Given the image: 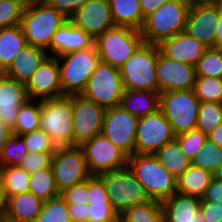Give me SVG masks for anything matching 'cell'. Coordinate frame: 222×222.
I'll use <instances>...</instances> for the list:
<instances>
[{"instance_id":"cell-14","label":"cell","mask_w":222,"mask_h":222,"mask_svg":"<svg viewBox=\"0 0 222 222\" xmlns=\"http://www.w3.org/2000/svg\"><path fill=\"white\" fill-rule=\"evenodd\" d=\"M138 117L121 105L105 108L102 133L128 156L134 154Z\"/></svg>"},{"instance_id":"cell-12","label":"cell","mask_w":222,"mask_h":222,"mask_svg":"<svg viewBox=\"0 0 222 222\" xmlns=\"http://www.w3.org/2000/svg\"><path fill=\"white\" fill-rule=\"evenodd\" d=\"M175 137L170 122L158 109L138 119L134 153L154 155L158 149Z\"/></svg>"},{"instance_id":"cell-2","label":"cell","mask_w":222,"mask_h":222,"mask_svg":"<svg viewBox=\"0 0 222 222\" xmlns=\"http://www.w3.org/2000/svg\"><path fill=\"white\" fill-rule=\"evenodd\" d=\"M127 166L150 199L162 202L176 192V179L155 155L134 153Z\"/></svg>"},{"instance_id":"cell-31","label":"cell","mask_w":222,"mask_h":222,"mask_svg":"<svg viewBox=\"0 0 222 222\" xmlns=\"http://www.w3.org/2000/svg\"><path fill=\"white\" fill-rule=\"evenodd\" d=\"M41 100L28 99L19 107L15 127L12 130L19 136L40 129Z\"/></svg>"},{"instance_id":"cell-15","label":"cell","mask_w":222,"mask_h":222,"mask_svg":"<svg viewBox=\"0 0 222 222\" xmlns=\"http://www.w3.org/2000/svg\"><path fill=\"white\" fill-rule=\"evenodd\" d=\"M74 146L102 133L105 108L82 94L72 95Z\"/></svg>"},{"instance_id":"cell-26","label":"cell","mask_w":222,"mask_h":222,"mask_svg":"<svg viewBox=\"0 0 222 222\" xmlns=\"http://www.w3.org/2000/svg\"><path fill=\"white\" fill-rule=\"evenodd\" d=\"M120 105L130 114L140 118L159 109L160 93L150 90L124 89Z\"/></svg>"},{"instance_id":"cell-39","label":"cell","mask_w":222,"mask_h":222,"mask_svg":"<svg viewBox=\"0 0 222 222\" xmlns=\"http://www.w3.org/2000/svg\"><path fill=\"white\" fill-rule=\"evenodd\" d=\"M35 222H71L65 199L59 195L56 198L44 201Z\"/></svg>"},{"instance_id":"cell-42","label":"cell","mask_w":222,"mask_h":222,"mask_svg":"<svg viewBox=\"0 0 222 222\" xmlns=\"http://www.w3.org/2000/svg\"><path fill=\"white\" fill-rule=\"evenodd\" d=\"M175 139L178 141L183 153L191 161L192 158L203 147L208 137L201 130H198L196 128L188 132L176 135Z\"/></svg>"},{"instance_id":"cell-44","label":"cell","mask_w":222,"mask_h":222,"mask_svg":"<svg viewBox=\"0 0 222 222\" xmlns=\"http://www.w3.org/2000/svg\"><path fill=\"white\" fill-rule=\"evenodd\" d=\"M88 222H120L119 214L111 203H88Z\"/></svg>"},{"instance_id":"cell-13","label":"cell","mask_w":222,"mask_h":222,"mask_svg":"<svg viewBox=\"0 0 222 222\" xmlns=\"http://www.w3.org/2000/svg\"><path fill=\"white\" fill-rule=\"evenodd\" d=\"M80 147L92 176L102 175L107 171L124 167L128 163V155L109 141L103 133L97 134Z\"/></svg>"},{"instance_id":"cell-29","label":"cell","mask_w":222,"mask_h":222,"mask_svg":"<svg viewBox=\"0 0 222 222\" xmlns=\"http://www.w3.org/2000/svg\"><path fill=\"white\" fill-rule=\"evenodd\" d=\"M26 44L20 25L0 29V68L4 72Z\"/></svg>"},{"instance_id":"cell-47","label":"cell","mask_w":222,"mask_h":222,"mask_svg":"<svg viewBox=\"0 0 222 222\" xmlns=\"http://www.w3.org/2000/svg\"><path fill=\"white\" fill-rule=\"evenodd\" d=\"M88 179L61 193L67 204H88Z\"/></svg>"},{"instance_id":"cell-40","label":"cell","mask_w":222,"mask_h":222,"mask_svg":"<svg viewBox=\"0 0 222 222\" xmlns=\"http://www.w3.org/2000/svg\"><path fill=\"white\" fill-rule=\"evenodd\" d=\"M27 154L23 138L13 133L6 140L0 156V166H18Z\"/></svg>"},{"instance_id":"cell-10","label":"cell","mask_w":222,"mask_h":222,"mask_svg":"<svg viewBox=\"0 0 222 222\" xmlns=\"http://www.w3.org/2000/svg\"><path fill=\"white\" fill-rule=\"evenodd\" d=\"M50 167L60 194L92 176L80 146L57 147Z\"/></svg>"},{"instance_id":"cell-17","label":"cell","mask_w":222,"mask_h":222,"mask_svg":"<svg viewBox=\"0 0 222 222\" xmlns=\"http://www.w3.org/2000/svg\"><path fill=\"white\" fill-rule=\"evenodd\" d=\"M29 99L44 100L63 96L56 56H47L25 83Z\"/></svg>"},{"instance_id":"cell-46","label":"cell","mask_w":222,"mask_h":222,"mask_svg":"<svg viewBox=\"0 0 222 222\" xmlns=\"http://www.w3.org/2000/svg\"><path fill=\"white\" fill-rule=\"evenodd\" d=\"M88 203H110L104 181L99 176L88 178Z\"/></svg>"},{"instance_id":"cell-22","label":"cell","mask_w":222,"mask_h":222,"mask_svg":"<svg viewBox=\"0 0 222 222\" xmlns=\"http://www.w3.org/2000/svg\"><path fill=\"white\" fill-rule=\"evenodd\" d=\"M158 47L167 57L194 67L207 49L204 44L189 36L185 31L164 39Z\"/></svg>"},{"instance_id":"cell-16","label":"cell","mask_w":222,"mask_h":222,"mask_svg":"<svg viewBox=\"0 0 222 222\" xmlns=\"http://www.w3.org/2000/svg\"><path fill=\"white\" fill-rule=\"evenodd\" d=\"M157 91H177L193 89L195 67L176 61L164 55L160 50L156 61Z\"/></svg>"},{"instance_id":"cell-37","label":"cell","mask_w":222,"mask_h":222,"mask_svg":"<svg viewBox=\"0 0 222 222\" xmlns=\"http://www.w3.org/2000/svg\"><path fill=\"white\" fill-rule=\"evenodd\" d=\"M222 163V147L207 139L203 147L192 158L191 164L203 170L214 172Z\"/></svg>"},{"instance_id":"cell-52","label":"cell","mask_w":222,"mask_h":222,"mask_svg":"<svg viewBox=\"0 0 222 222\" xmlns=\"http://www.w3.org/2000/svg\"><path fill=\"white\" fill-rule=\"evenodd\" d=\"M141 12L143 18L145 19L151 13L155 12L162 4L169 2L171 0H139Z\"/></svg>"},{"instance_id":"cell-8","label":"cell","mask_w":222,"mask_h":222,"mask_svg":"<svg viewBox=\"0 0 222 222\" xmlns=\"http://www.w3.org/2000/svg\"><path fill=\"white\" fill-rule=\"evenodd\" d=\"M99 177L104 181L110 203L119 216L128 208L150 200L144 187L127 165L107 171Z\"/></svg>"},{"instance_id":"cell-32","label":"cell","mask_w":222,"mask_h":222,"mask_svg":"<svg viewBox=\"0 0 222 222\" xmlns=\"http://www.w3.org/2000/svg\"><path fill=\"white\" fill-rule=\"evenodd\" d=\"M0 182L7 199L29 191V174L19 166H0Z\"/></svg>"},{"instance_id":"cell-21","label":"cell","mask_w":222,"mask_h":222,"mask_svg":"<svg viewBox=\"0 0 222 222\" xmlns=\"http://www.w3.org/2000/svg\"><path fill=\"white\" fill-rule=\"evenodd\" d=\"M95 39L67 19L53 34L49 56H60L69 52L84 50L94 45Z\"/></svg>"},{"instance_id":"cell-45","label":"cell","mask_w":222,"mask_h":222,"mask_svg":"<svg viewBox=\"0 0 222 222\" xmlns=\"http://www.w3.org/2000/svg\"><path fill=\"white\" fill-rule=\"evenodd\" d=\"M54 153L55 152H28L18 166L28 174H34L39 170L50 168Z\"/></svg>"},{"instance_id":"cell-57","label":"cell","mask_w":222,"mask_h":222,"mask_svg":"<svg viewBox=\"0 0 222 222\" xmlns=\"http://www.w3.org/2000/svg\"><path fill=\"white\" fill-rule=\"evenodd\" d=\"M222 0H187L190 6L198 4H214L221 2Z\"/></svg>"},{"instance_id":"cell-20","label":"cell","mask_w":222,"mask_h":222,"mask_svg":"<svg viewBox=\"0 0 222 222\" xmlns=\"http://www.w3.org/2000/svg\"><path fill=\"white\" fill-rule=\"evenodd\" d=\"M28 99L25 83L5 75L0 78V120L12 130L19 107Z\"/></svg>"},{"instance_id":"cell-53","label":"cell","mask_w":222,"mask_h":222,"mask_svg":"<svg viewBox=\"0 0 222 222\" xmlns=\"http://www.w3.org/2000/svg\"><path fill=\"white\" fill-rule=\"evenodd\" d=\"M215 31L216 38L213 48L222 50V1L219 2V22L215 28Z\"/></svg>"},{"instance_id":"cell-1","label":"cell","mask_w":222,"mask_h":222,"mask_svg":"<svg viewBox=\"0 0 222 222\" xmlns=\"http://www.w3.org/2000/svg\"><path fill=\"white\" fill-rule=\"evenodd\" d=\"M67 20L45 0H27L22 12L20 27L29 45L47 51L56 29Z\"/></svg>"},{"instance_id":"cell-54","label":"cell","mask_w":222,"mask_h":222,"mask_svg":"<svg viewBox=\"0 0 222 222\" xmlns=\"http://www.w3.org/2000/svg\"><path fill=\"white\" fill-rule=\"evenodd\" d=\"M11 134H13L12 129L0 120V156L2 154L3 148L5 147L6 140Z\"/></svg>"},{"instance_id":"cell-25","label":"cell","mask_w":222,"mask_h":222,"mask_svg":"<svg viewBox=\"0 0 222 222\" xmlns=\"http://www.w3.org/2000/svg\"><path fill=\"white\" fill-rule=\"evenodd\" d=\"M44 201L31 192H23L7 199L5 219L8 222H35Z\"/></svg>"},{"instance_id":"cell-55","label":"cell","mask_w":222,"mask_h":222,"mask_svg":"<svg viewBox=\"0 0 222 222\" xmlns=\"http://www.w3.org/2000/svg\"><path fill=\"white\" fill-rule=\"evenodd\" d=\"M208 139L222 147V123L207 135Z\"/></svg>"},{"instance_id":"cell-9","label":"cell","mask_w":222,"mask_h":222,"mask_svg":"<svg viewBox=\"0 0 222 222\" xmlns=\"http://www.w3.org/2000/svg\"><path fill=\"white\" fill-rule=\"evenodd\" d=\"M200 101L193 89L160 92L159 109L175 135L196 129Z\"/></svg>"},{"instance_id":"cell-33","label":"cell","mask_w":222,"mask_h":222,"mask_svg":"<svg viewBox=\"0 0 222 222\" xmlns=\"http://www.w3.org/2000/svg\"><path fill=\"white\" fill-rule=\"evenodd\" d=\"M120 222H164L161 202L150 199L144 204H136L120 215Z\"/></svg>"},{"instance_id":"cell-28","label":"cell","mask_w":222,"mask_h":222,"mask_svg":"<svg viewBox=\"0 0 222 222\" xmlns=\"http://www.w3.org/2000/svg\"><path fill=\"white\" fill-rule=\"evenodd\" d=\"M115 26H127L141 30L143 18L139 0H108Z\"/></svg>"},{"instance_id":"cell-5","label":"cell","mask_w":222,"mask_h":222,"mask_svg":"<svg viewBox=\"0 0 222 222\" xmlns=\"http://www.w3.org/2000/svg\"><path fill=\"white\" fill-rule=\"evenodd\" d=\"M40 129L59 146H74L72 95L41 100Z\"/></svg>"},{"instance_id":"cell-49","label":"cell","mask_w":222,"mask_h":222,"mask_svg":"<svg viewBox=\"0 0 222 222\" xmlns=\"http://www.w3.org/2000/svg\"><path fill=\"white\" fill-rule=\"evenodd\" d=\"M199 210L205 222H222V203L201 201Z\"/></svg>"},{"instance_id":"cell-23","label":"cell","mask_w":222,"mask_h":222,"mask_svg":"<svg viewBox=\"0 0 222 222\" xmlns=\"http://www.w3.org/2000/svg\"><path fill=\"white\" fill-rule=\"evenodd\" d=\"M200 204L198 197L175 192L161 202L164 222H205L199 210Z\"/></svg>"},{"instance_id":"cell-48","label":"cell","mask_w":222,"mask_h":222,"mask_svg":"<svg viewBox=\"0 0 222 222\" xmlns=\"http://www.w3.org/2000/svg\"><path fill=\"white\" fill-rule=\"evenodd\" d=\"M64 17L69 19L87 0H45Z\"/></svg>"},{"instance_id":"cell-11","label":"cell","mask_w":222,"mask_h":222,"mask_svg":"<svg viewBox=\"0 0 222 222\" xmlns=\"http://www.w3.org/2000/svg\"><path fill=\"white\" fill-rule=\"evenodd\" d=\"M123 91L119 68L100 62L81 94L98 105L109 108L120 105Z\"/></svg>"},{"instance_id":"cell-51","label":"cell","mask_w":222,"mask_h":222,"mask_svg":"<svg viewBox=\"0 0 222 222\" xmlns=\"http://www.w3.org/2000/svg\"><path fill=\"white\" fill-rule=\"evenodd\" d=\"M88 204H67L71 222H88Z\"/></svg>"},{"instance_id":"cell-35","label":"cell","mask_w":222,"mask_h":222,"mask_svg":"<svg viewBox=\"0 0 222 222\" xmlns=\"http://www.w3.org/2000/svg\"><path fill=\"white\" fill-rule=\"evenodd\" d=\"M222 123V103L200 102L196 128L210 134Z\"/></svg>"},{"instance_id":"cell-6","label":"cell","mask_w":222,"mask_h":222,"mask_svg":"<svg viewBox=\"0 0 222 222\" xmlns=\"http://www.w3.org/2000/svg\"><path fill=\"white\" fill-rule=\"evenodd\" d=\"M158 44L143 42L121 66L124 89L157 91L156 61Z\"/></svg>"},{"instance_id":"cell-3","label":"cell","mask_w":222,"mask_h":222,"mask_svg":"<svg viewBox=\"0 0 222 222\" xmlns=\"http://www.w3.org/2000/svg\"><path fill=\"white\" fill-rule=\"evenodd\" d=\"M189 8L187 0H171L162 4L145 18L140 30L143 41L149 44H159L164 39L183 32Z\"/></svg>"},{"instance_id":"cell-30","label":"cell","mask_w":222,"mask_h":222,"mask_svg":"<svg viewBox=\"0 0 222 222\" xmlns=\"http://www.w3.org/2000/svg\"><path fill=\"white\" fill-rule=\"evenodd\" d=\"M154 155L175 179L191 165V161L183 153L176 139L167 142Z\"/></svg>"},{"instance_id":"cell-4","label":"cell","mask_w":222,"mask_h":222,"mask_svg":"<svg viewBox=\"0 0 222 222\" xmlns=\"http://www.w3.org/2000/svg\"><path fill=\"white\" fill-rule=\"evenodd\" d=\"M57 59L63 96L81 94L101 62L95 44L88 49L62 54Z\"/></svg>"},{"instance_id":"cell-56","label":"cell","mask_w":222,"mask_h":222,"mask_svg":"<svg viewBox=\"0 0 222 222\" xmlns=\"http://www.w3.org/2000/svg\"><path fill=\"white\" fill-rule=\"evenodd\" d=\"M7 211V198L0 182V220L5 219Z\"/></svg>"},{"instance_id":"cell-18","label":"cell","mask_w":222,"mask_h":222,"mask_svg":"<svg viewBox=\"0 0 222 222\" xmlns=\"http://www.w3.org/2000/svg\"><path fill=\"white\" fill-rule=\"evenodd\" d=\"M219 22V2L214 4H198L189 8L185 32L207 48L214 47Z\"/></svg>"},{"instance_id":"cell-38","label":"cell","mask_w":222,"mask_h":222,"mask_svg":"<svg viewBox=\"0 0 222 222\" xmlns=\"http://www.w3.org/2000/svg\"><path fill=\"white\" fill-rule=\"evenodd\" d=\"M196 77L222 78V50L207 48L196 66Z\"/></svg>"},{"instance_id":"cell-41","label":"cell","mask_w":222,"mask_h":222,"mask_svg":"<svg viewBox=\"0 0 222 222\" xmlns=\"http://www.w3.org/2000/svg\"><path fill=\"white\" fill-rule=\"evenodd\" d=\"M27 0L0 1V29L20 25Z\"/></svg>"},{"instance_id":"cell-19","label":"cell","mask_w":222,"mask_h":222,"mask_svg":"<svg viewBox=\"0 0 222 222\" xmlns=\"http://www.w3.org/2000/svg\"><path fill=\"white\" fill-rule=\"evenodd\" d=\"M69 20L94 39L115 26L108 0H87Z\"/></svg>"},{"instance_id":"cell-59","label":"cell","mask_w":222,"mask_h":222,"mask_svg":"<svg viewBox=\"0 0 222 222\" xmlns=\"http://www.w3.org/2000/svg\"><path fill=\"white\" fill-rule=\"evenodd\" d=\"M4 75V71L0 68V78Z\"/></svg>"},{"instance_id":"cell-24","label":"cell","mask_w":222,"mask_h":222,"mask_svg":"<svg viewBox=\"0 0 222 222\" xmlns=\"http://www.w3.org/2000/svg\"><path fill=\"white\" fill-rule=\"evenodd\" d=\"M47 56L48 53L46 50L26 44L13 59L11 65L4 72V75L26 83Z\"/></svg>"},{"instance_id":"cell-36","label":"cell","mask_w":222,"mask_h":222,"mask_svg":"<svg viewBox=\"0 0 222 222\" xmlns=\"http://www.w3.org/2000/svg\"><path fill=\"white\" fill-rule=\"evenodd\" d=\"M193 91L200 102L222 103V78L196 77Z\"/></svg>"},{"instance_id":"cell-43","label":"cell","mask_w":222,"mask_h":222,"mask_svg":"<svg viewBox=\"0 0 222 222\" xmlns=\"http://www.w3.org/2000/svg\"><path fill=\"white\" fill-rule=\"evenodd\" d=\"M29 153L32 152H55L57 145L44 130H36L21 135Z\"/></svg>"},{"instance_id":"cell-34","label":"cell","mask_w":222,"mask_h":222,"mask_svg":"<svg viewBox=\"0 0 222 222\" xmlns=\"http://www.w3.org/2000/svg\"><path fill=\"white\" fill-rule=\"evenodd\" d=\"M29 192L43 201L61 195L58 192L51 167L29 174Z\"/></svg>"},{"instance_id":"cell-50","label":"cell","mask_w":222,"mask_h":222,"mask_svg":"<svg viewBox=\"0 0 222 222\" xmlns=\"http://www.w3.org/2000/svg\"><path fill=\"white\" fill-rule=\"evenodd\" d=\"M200 200L222 203V182L213 178Z\"/></svg>"},{"instance_id":"cell-27","label":"cell","mask_w":222,"mask_h":222,"mask_svg":"<svg viewBox=\"0 0 222 222\" xmlns=\"http://www.w3.org/2000/svg\"><path fill=\"white\" fill-rule=\"evenodd\" d=\"M212 179V172L191 164L183 174L176 179V192L201 199Z\"/></svg>"},{"instance_id":"cell-58","label":"cell","mask_w":222,"mask_h":222,"mask_svg":"<svg viewBox=\"0 0 222 222\" xmlns=\"http://www.w3.org/2000/svg\"><path fill=\"white\" fill-rule=\"evenodd\" d=\"M213 178L215 180L222 182V163L221 165L213 172Z\"/></svg>"},{"instance_id":"cell-7","label":"cell","mask_w":222,"mask_h":222,"mask_svg":"<svg viewBox=\"0 0 222 222\" xmlns=\"http://www.w3.org/2000/svg\"><path fill=\"white\" fill-rule=\"evenodd\" d=\"M143 42L140 30L114 26L100 34L94 44L101 62L119 68Z\"/></svg>"}]
</instances>
